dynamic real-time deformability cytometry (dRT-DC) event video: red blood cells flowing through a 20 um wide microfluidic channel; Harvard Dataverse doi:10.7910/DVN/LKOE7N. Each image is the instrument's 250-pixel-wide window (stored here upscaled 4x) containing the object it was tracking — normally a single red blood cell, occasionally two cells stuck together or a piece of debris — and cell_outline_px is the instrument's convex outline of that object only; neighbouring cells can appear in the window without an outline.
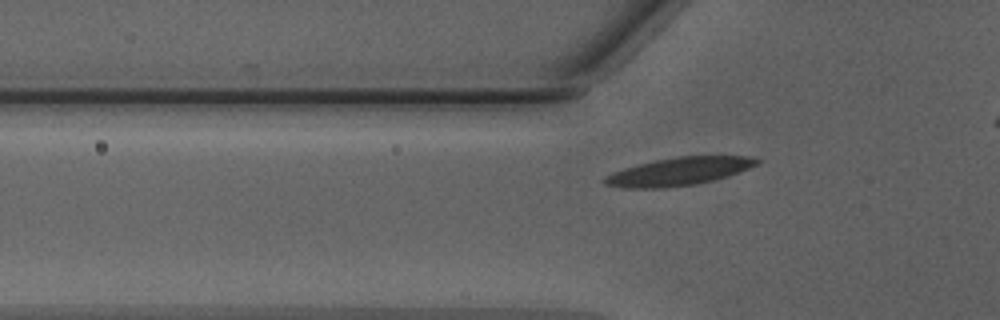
{"species": "Egyptian fruit bat (a non-hibernating species)", "species_latin": "Rousettus aegyptiacus", "temperature_condition": "warm", "stored_images_in_passage": 32, "camera_frame_rate_fps": 3000, "um_per_image_px": 0.085, "animal": {"sex": "male"}, "frame": {"image": 1, "passage_image": 5, "time_ms": 1.333, "image_size_px": [1000, 320], "cell_outline_px": [[760, 160], [756, 164], [748, 168], [728, 176], [696, 184], [664, 188], [620, 188], [604, 184], [604, 176], [612, 172], [624, 168], [656, 160], [676, 156], [748, 156]], "centroid_in_image_um": [57.65, 14.58], "position_along_channel_um": 68.1, "area_um2": 24.62}}
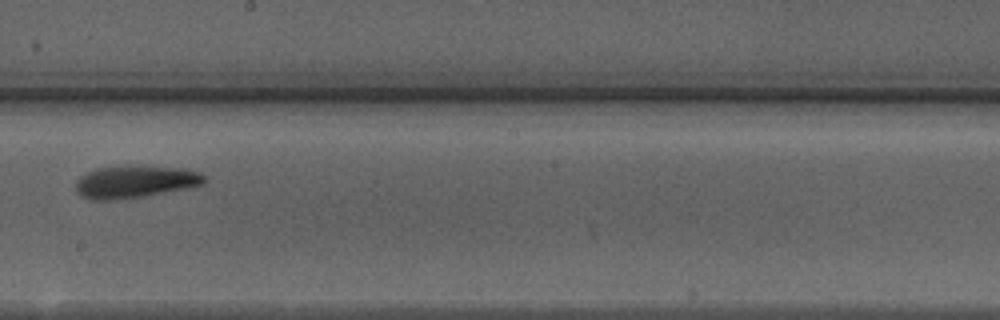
{"frame": {"image": 2, "passage_image": 17, "time_ms": 5.333, "image_size_px": [1000, 320], "cell_outline_px": [[208, 180], [204, 184], [144, 196], [108, 200], [88, 200], [80, 196], [76, 192], [76, 180], [80, 176], [96, 168], [128, 164], [184, 168], [200, 172]], "centroid_in_image_um": [11.45, 15.42], "position_along_channel_um": 236.7, "area_um2": 24.68}}
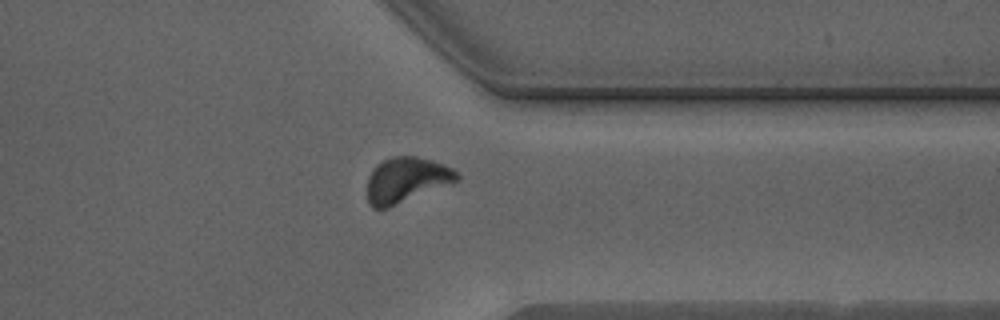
{"frame": {"image": 3, "passage_image": 27, "time_ms": 8.667, "image_size_px": [1000, 320], "cell_outline_px": [[460, 180], [388, 208], [372, 208], [368, 204], [368, 176], [372, 168], [376, 164], [392, 156], [416, 156], [432, 160], [444, 164], [460, 172]], "centroid_in_image_um": [34.55, 15.28], "position_along_channel_um": 376.9, "area_um2": 23.87}}